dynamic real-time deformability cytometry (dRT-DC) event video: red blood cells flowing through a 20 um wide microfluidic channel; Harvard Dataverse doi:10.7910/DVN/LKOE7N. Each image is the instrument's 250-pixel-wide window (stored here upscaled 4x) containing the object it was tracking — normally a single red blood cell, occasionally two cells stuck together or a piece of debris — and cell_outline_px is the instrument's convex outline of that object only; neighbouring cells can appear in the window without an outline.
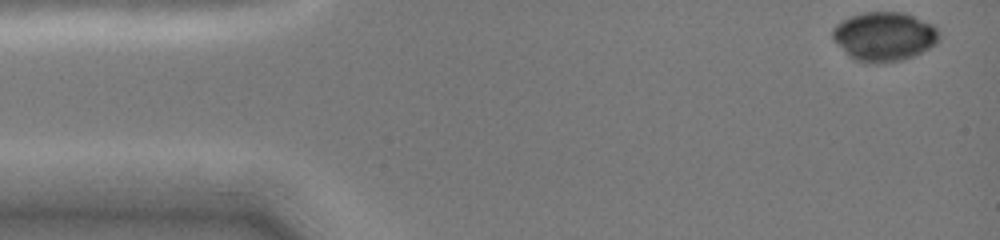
{"species": "common noctule bat (a hibernating species)", "species_latin": "Nyctalus noctula", "temperature_condition": "cold", "stored_images_in_passage": 17, "camera_frame_rate_fps": 3000, "um_per_image_px": 0.085, "animal": {"sex": "female", "body_mass_g": 19.0, "forearm_length_mm": 51.5}, "frame": {"image": 1, "passage_image": 1, "time_ms": 0.0, "image_size_px": [1000, 240], "cell_outline_px": [[940, 40], [936, 44], [924, 52], [916, 56], [904, 60], [884, 64], [872, 64], [852, 60], [844, 52], [832, 36], [832, 28], [836, 24], [852, 16], [868, 12], [900, 12], [912, 16], [932, 24], [940, 32]], "centroid_in_image_um": [75.18, 3.15], "position_along_channel_um": 9.8, "area_um2": 30.87}}
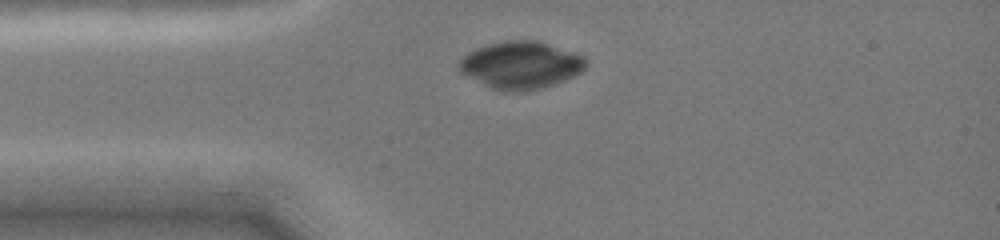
{"frame": {"image": 2, "passage_image": 13, "time_ms": 3.0, "image_size_px": [1000, 240], "cell_outline_px": [[584, 68], [580, 72], [556, 84], [528, 92], [504, 92], [492, 88], [460, 72], [456, 68], [456, 64], [468, 52], [476, 48], [488, 44], [504, 40], [536, 40], [580, 56], [584, 60]], "centroid_in_image_um": [44.18, 5.55], "position_along_channel_um": 40.8, "area_um2": 34.68}}